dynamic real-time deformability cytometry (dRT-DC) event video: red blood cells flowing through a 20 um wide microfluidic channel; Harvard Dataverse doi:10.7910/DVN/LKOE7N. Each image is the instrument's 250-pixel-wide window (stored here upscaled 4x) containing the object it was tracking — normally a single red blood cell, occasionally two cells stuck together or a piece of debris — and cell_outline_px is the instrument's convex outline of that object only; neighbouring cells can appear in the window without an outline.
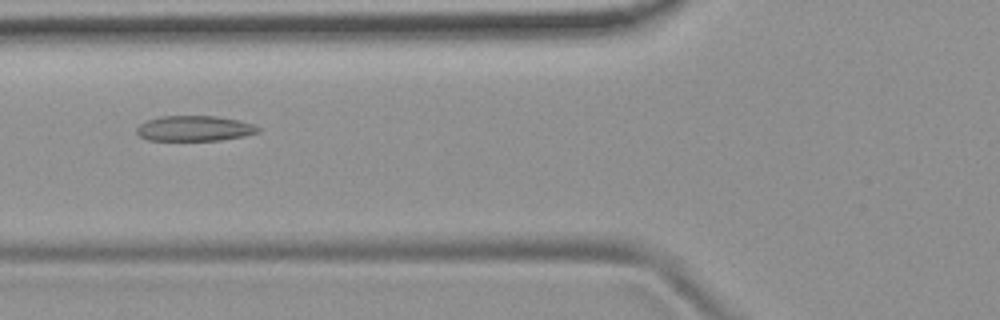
{"species": "common noctule bat (a hibernating species)", "species_latin": "Nyctalus noctula", "temperature_condition": "room temperature", "stored_images_in_passage": 9, "camera_frame_rate_fps": 3000, "um_per_image_px": 0.085, "animal": {"sex": "female", "body_mass_g": 19.9}, "frame": {"image": 1, "passage_image": 6, "time_ms": 6.667, "image_size_px": [1000, 320], "cell_outline_px": [[260, 132], [244, 136], [220, 140], [148, 140], [140, 136], [136, 132], [136, 128], [140, 124], [148, 120], [160, 116], [216, 116], [240, 120], [252, 124], [260, 128]], "centroid_in_image_um": [16.54, 10.91], "position_along_channel_um": 109.3, "area_um2": 17.92}}
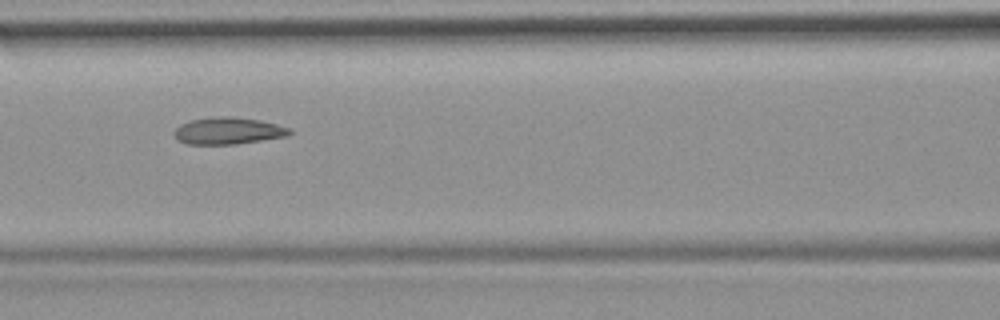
{"frame": {"image": 2, "passage_image": 7, "time_ms": 7.667, "image_size_px": [1000, 320], "cell_outline_px": [[292, 132], [288, 136], [236, 144], [188, 144], [180, 140], [172, 132], [180, 124], [192, 120], [220, 116], [228, 116], [260, 120], [292, 128]], "centroid_in_image_um": [19.43, 11.12], "position_along_channel_um": 147.2, "area_um2": 17.98}}
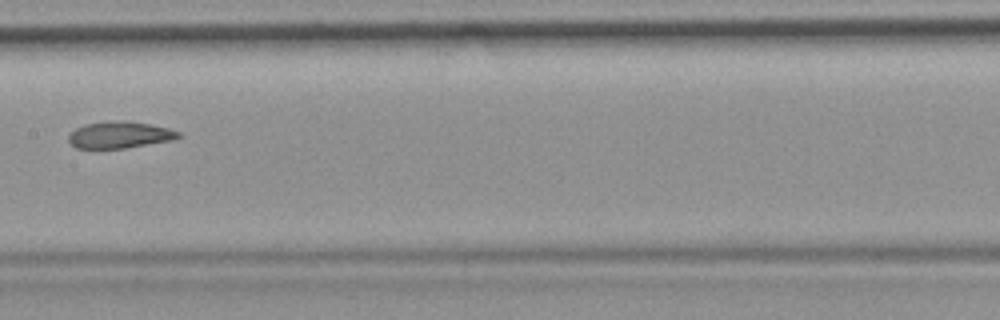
{"frame": {"image": 3, "passage_image": 8, "time_ms": 9.0, "image_size_px": [1000, 320], "cell_outline_px": [[184, 136], [172, 140], [124, 148], [76, 148], [68, 140], [68, 136], [76, 128], [84, 124], [112, 120], [124, 120], [152, 124], [168, 128], [180, 132]], "centroid_in_image_um": [10.2, 11.45], "position_along_channel_um": 197.2, "area_um2": 17.17}}